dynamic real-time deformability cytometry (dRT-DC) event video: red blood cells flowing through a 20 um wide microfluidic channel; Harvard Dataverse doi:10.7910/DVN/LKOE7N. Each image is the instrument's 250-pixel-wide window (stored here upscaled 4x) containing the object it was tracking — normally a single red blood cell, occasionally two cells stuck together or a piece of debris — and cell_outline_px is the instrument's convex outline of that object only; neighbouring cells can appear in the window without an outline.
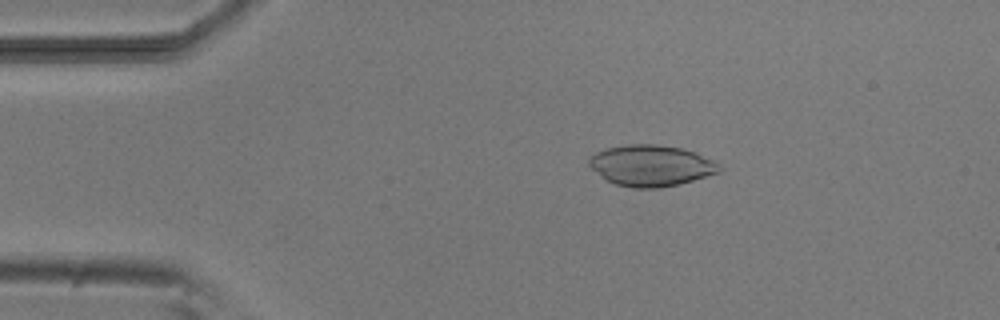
{"species": "common noctule bat (a hibernating species)", "species_latin": "Nyctalus noctula", "temperature_condition": "room temperature", "stored_images_in_passage": 4, "camera_frame_rate_fps": 3000, "um_per_image_px": 0.085, "animal": {"sex": "male", "body_mass_g": 20.5, "forearm_length_mm": 52.5}, "frame": {"image": 1, "passage_image": 3, "time_ms": 2.333, "image_size_px": [1000, 320], "cell_outline_px": [[720, 172], [680, 184], [660, 188], [632, 188], [616, 184], [608, 180], [592, 168], [588, 164], [588, 160], [596, 152], [608, 148], [628, 144], [656, 144], [680, 148], [696, 152], [720, 164]], "centroid_in_image_um": [55.37, 14.07], "position_along_channel_um": 29.6, "area_um2": 30.98}}